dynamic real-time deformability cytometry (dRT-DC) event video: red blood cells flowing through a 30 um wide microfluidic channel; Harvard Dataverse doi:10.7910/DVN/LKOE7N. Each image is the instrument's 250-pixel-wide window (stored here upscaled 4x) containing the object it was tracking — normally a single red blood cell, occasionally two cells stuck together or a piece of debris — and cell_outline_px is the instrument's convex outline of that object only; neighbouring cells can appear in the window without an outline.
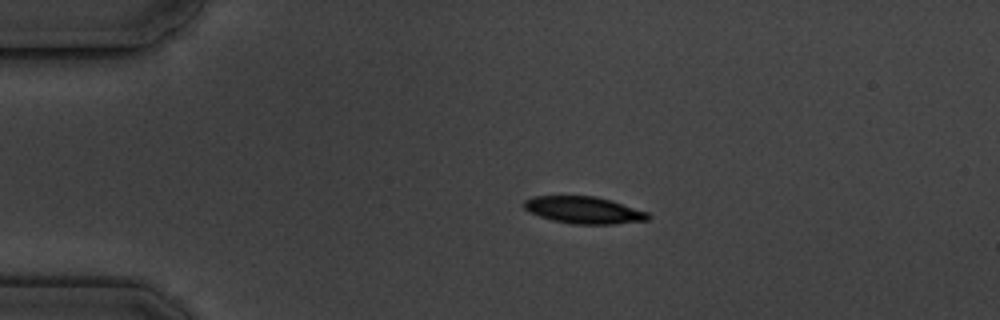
{"species": "common noctule bat (a hibernating species)", "species_latin": "Nyctalus noctula", "temperature_condition": "cold", "stored_images_in_passage": 10, "camera_frame_rate_fps": 3000, "um_per_image_px": 0.085, "animal": {"sex": "male", "body_mass_g": 19.5, "forearm_length_mm": 54.6}, "frame": {"image": 1, "passage_image": 2, "time_ms": 1.333, "image_size_px": [1000, 320], "cell_outline_px": [[652, 216], [648, 220], [612, 224], [572, 224], [552, 220], [528, 212], [524, 208], [524, 200], [532, 196], [596, 196], [612, 200], [648, 212]], "centroid_in_image_um": [49.63, 17.85], "position_along_channel_um": 35.4, "area_um2": 19.65}}
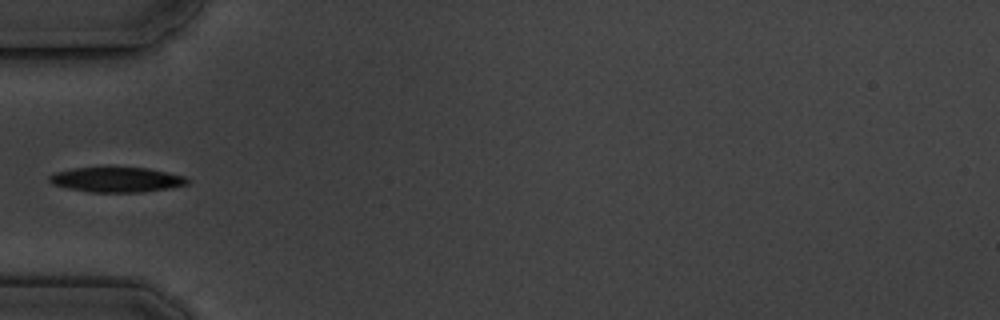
{"frame": {"image": 2, "passage_image": 4, "time_ms": 3.667, "image_size_px": [1000, 320], "cell_outline_px": [[192, 180], [188, 184], [172, 188], [140, 192], [88, 192], [68, 188], [52, 184], [48, 180], [48, 176], [56, 172], [72, 168], [108, 164], [148, 168], [168, 172], [184, 176]], "centroid_in_image_um": [9.91, 15.22], "position_along_channel_um": 75.1, "area_um2": 21.21}}
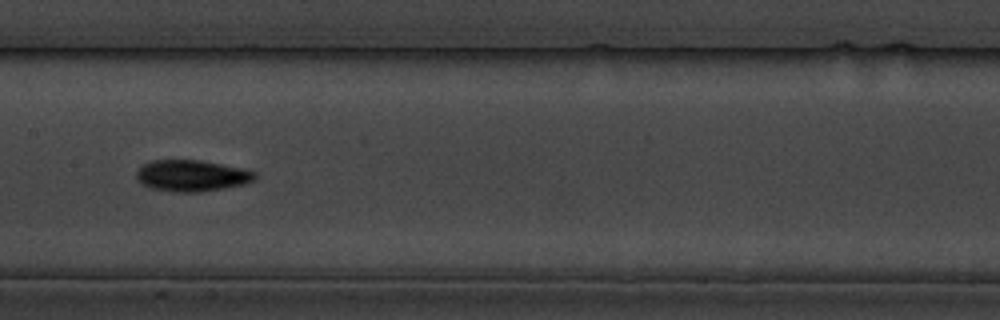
{"frame": {"image": 3, "passage_image": 7, "time_ms": 7.0, "image_size_px": [1000, 320], "cell_outline_px": [[256, 176], [252, 180], [244, 184], [224, 188], [200, 192], [176, 192], [152, 188], [136, 180], [136, 172], [148, 160], [200, 160], [244, 168], [256, 172]], "centroid_in_image_um": [16.29, 14.92], "position_along_channel_um": 191.1, "area_um2": 21.62}}